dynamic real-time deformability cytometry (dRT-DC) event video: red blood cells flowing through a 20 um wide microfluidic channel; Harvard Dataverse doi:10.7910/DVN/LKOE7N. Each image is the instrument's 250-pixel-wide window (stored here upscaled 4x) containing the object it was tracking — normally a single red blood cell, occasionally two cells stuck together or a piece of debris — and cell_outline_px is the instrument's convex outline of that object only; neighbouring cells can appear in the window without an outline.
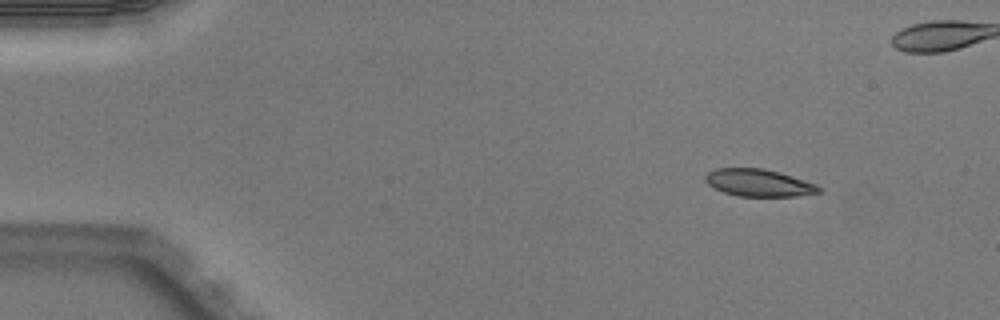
{"species": "Egyptian fruit bat (a non-hibernating species)", "species_latin": "Rousettus aegyptiacus", "temperature_condition": "warm", "stored_images_in_passage": 5, "camera_frame_rate_fps": 3000, "um_per_image_px": 0.085, "animal": {"sex": "male"}, "frame": {"image": 1, "passage_image": 1, "time_ms": 0.0, "image_size_px": [1000, 320], "cell_outline_px": [[824, 188], [820, 192], [796, 196], [736, 196], [724, 192], [708, 184], [704, 180], [704, 176], [708, 172], [716, 168], [764, 168], [780, 172], [816, 184]], "centroid_in_image_um": [64.5, 15.53], "position_along_channel_um": 20.5, "area_um2": 18.09}}
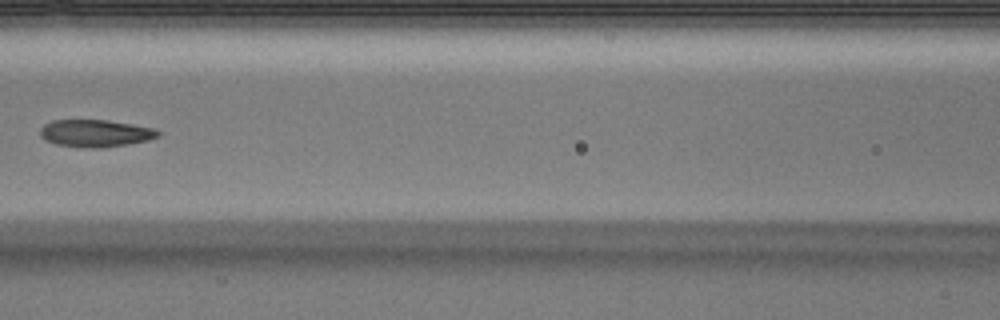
{"frame": {"image": 2, "passage_image": 5, "time_ms": 1.333, "image_size_px": [1000, 320], "cell_outline_px": [[160, 136], [148, 140], [128, 144], [100, 148], [80, 148], [56, 144], [44, 140], [40, 136], [40, 128], [44, 124], [52, 120], [108, 120], [132, 124], [152, 128], [160, 132]], "centroid_in_image_um": [8.07, 11.33], "position_along_channel_um": 158.5, "area_um2": 18.9}}